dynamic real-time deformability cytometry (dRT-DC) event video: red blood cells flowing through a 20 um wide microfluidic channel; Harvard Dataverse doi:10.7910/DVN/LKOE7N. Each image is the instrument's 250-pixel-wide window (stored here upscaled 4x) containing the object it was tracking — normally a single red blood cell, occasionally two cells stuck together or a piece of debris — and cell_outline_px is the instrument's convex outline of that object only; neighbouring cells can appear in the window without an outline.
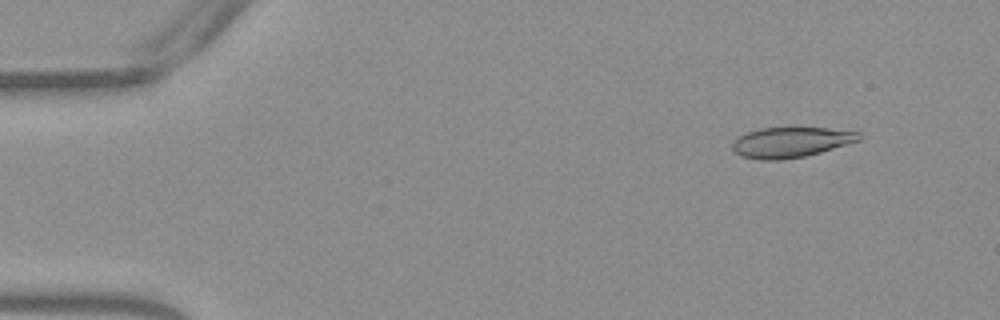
{"species": "Egyptian fruit bat (a non-hibernating species)", "species_latin": "Rousettus aegyptiacus", "temperature_condition": "warm", "stored_images_in_passage": 53, "camera_frame_rate_fps": 3000, "um_per_image_px": 0.085, "frame": {"image": 1, "passage_image": 5, "time_ms": 1.333, "image_size_px": [1000, 320], "cell_outline_px": [[860, 140], [820, 152], [804, 156], [780, 160], [760, 160], [740, 156], [732, 148], [732, 144], [736, 136], [760, 128], [828, 128], [860, 132]], "centroid_in_image_um": [67.18, 12.09], "position_along_channel_um": 17.8, "area_um2": 22.25}}
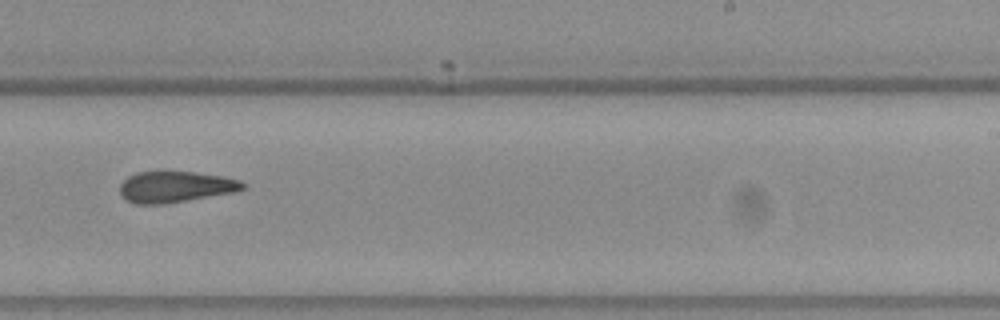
{"frame": {"image": 2, "passage_image": 33, "time_ms": 10.667, "image_size_px": [1000, 320], "cell_outline_px": [[248, 184], [244, 188], [232, 192], [164, 204], [132, 204], [124, 200], [120, 196], [120, 184], [128, 176], [136, 172], [196, 172], [224, 176], [240, 180]], "centroid_in_image_um": [14.87, 15.88], "position_along_channel_um": 274.1, "area_um2": 22.37}}
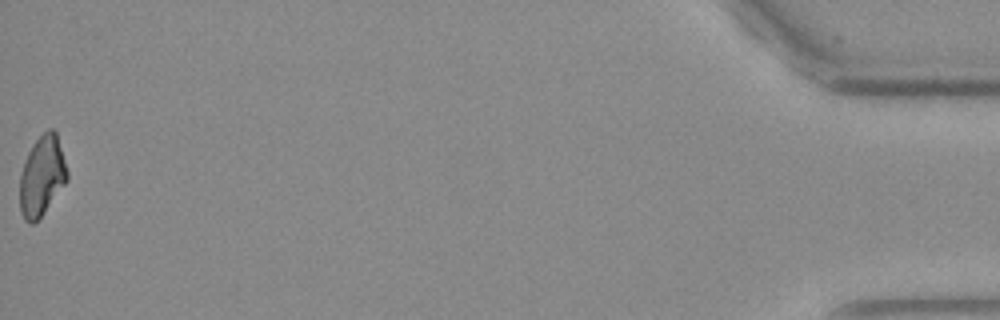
{"frame": {"image": 3, "passage_image": 53, "time_ms": 17.333, "image_size_px": [1000, 320], "cell_outline_px": [[68, 180], [44, 212], [32, 224], [28, 224], [24, 220], [20, 212], [20, 172], [24, 160], [32, 144], [48, 128], [52, 128], [56, 132], [68, 172]], "centroid_in_image_um": [3.55, 14.96], "position_along_channel_um": 431.6, "area_um2": 22.08}, "authors_computed_cell_mechanics": {"area_um2": 22.8888, "velocity_mm_per_s": 3.8351, "shape_relaxation_time_tau1_ms": null, "shape_relaxation_time_tau2_ms": 9.7565, "deformation_change_tau1": null, "deformation_change_tau2": 0.1797}}